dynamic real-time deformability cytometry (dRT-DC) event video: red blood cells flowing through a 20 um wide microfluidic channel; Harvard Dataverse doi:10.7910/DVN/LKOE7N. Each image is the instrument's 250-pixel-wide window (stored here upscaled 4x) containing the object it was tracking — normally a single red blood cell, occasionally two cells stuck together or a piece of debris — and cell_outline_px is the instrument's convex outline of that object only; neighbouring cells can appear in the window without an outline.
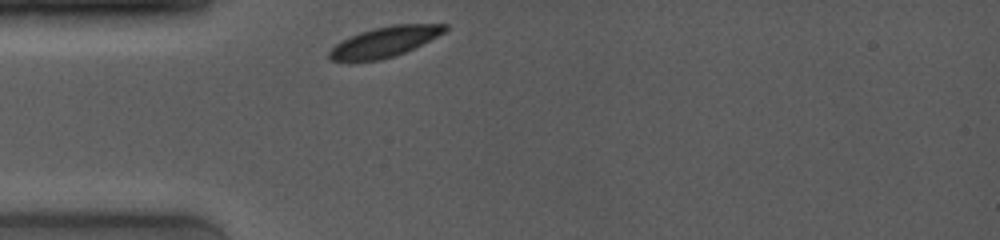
{"species": "common noctule bat (a hibernating species)", "species_latin": "Nyctalus noctula", "temperature_condition": "room temperature", "stored_images_in_passage": 31, "camera_frame_rate_fps": 4000, "um_per_image_px": 0.085, "animal": {"sex": "female", "body_mass_g": 19.0, "forearm_length_mm": 53.3}, "frame": {"image": 1, "passage_image": 1, "time_ms": 0.0, "image_size_px": [1000, 240], "cell_outline_px": [[448, 28], [444, 32], [404, 52], [380, 60], [328, 60], [328, 52], [340, 40], [360, 32], [372, 28], [392, 24], [448, 24]], "centroid_in_image_um": [32.66, 3.53], "position_along_channel_um": 52.3, "area_um2": 20.0}}
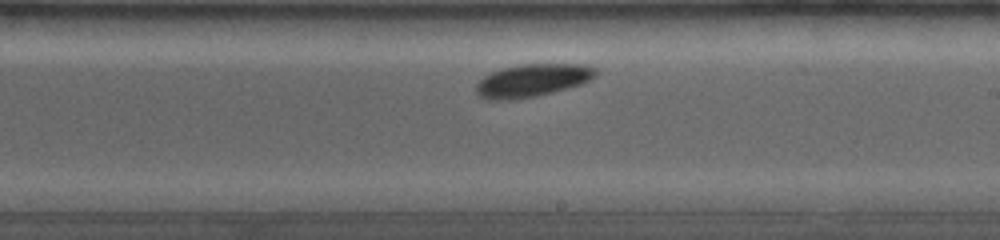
{"frame": {"image": 2, "passage_image": 18, "time_ms": 5.25, "image_size_px": [1000, 240], "cell_outline_px": [[596, 76], [580, 84], [568, 88], [536, 96], [512, 100], [488, 100], [480, 96], [476, 92], [476, 84], [484, 76], [492, 72], [504, 68], [520, 64], [584, 64], [596, 68]], "centroid_in_image_um": [45.24, 6.84], "position_along_channel_um": 243.8, "area_um2": 22.77}}
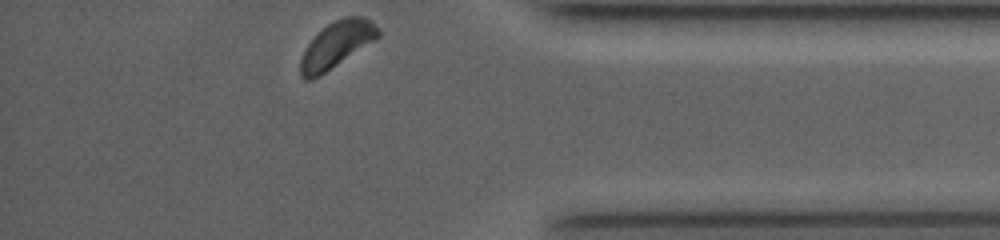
{"frame": {"image": 3, "passage_image": 31, "time_ms": 9.75, "image_size_px": [1000, 240], "cell_outline_px": [[380, 36], [376, 40], [320, 76], [312, 80], [304, 80], [300, 76], [300, 60], [308, 44], [328, 24], [344, 16], [364, 16], [380, 32]], "centroid_in_image_um": [28.6, 3.83], "position_along_channel_um": 406.6, "area_um2": 20.63}, "authors_computed_cell_mechanics": {"area_um2": 21.675, "velocity_mm_per_s": 3.8263, "shape_relaxation_time_tau1_ms": 0.6758, "shape_relaxation_time_tau2_ms": null, "deformation_change_tau1": 0.042, "deformation_change_tau2": null}}